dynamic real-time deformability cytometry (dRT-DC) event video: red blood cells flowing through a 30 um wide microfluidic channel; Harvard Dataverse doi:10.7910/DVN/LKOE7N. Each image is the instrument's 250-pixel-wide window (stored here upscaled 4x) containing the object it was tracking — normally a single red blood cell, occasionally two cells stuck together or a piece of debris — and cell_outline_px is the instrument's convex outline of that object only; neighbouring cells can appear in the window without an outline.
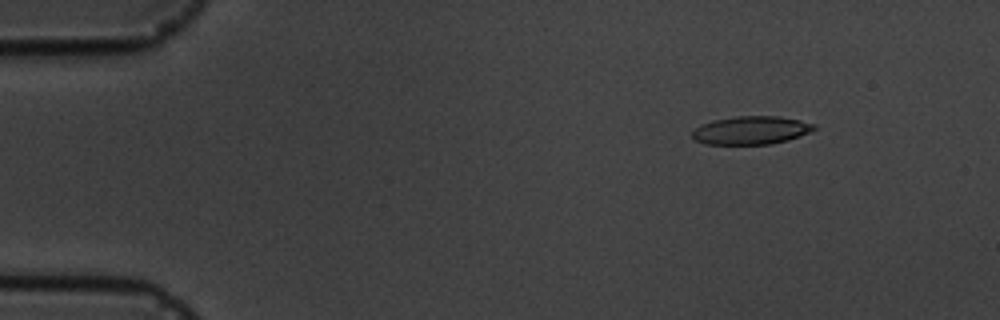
{"species": "common noctule bat (a hibernating species)", "species_latin": "Nyctalus noctula", "temperature_condition": "cold", "stored_images_in_passage": 6, "camera_frame_rate_fps": 3000, "um_per_image_px": 0.085, "animal": {"sex": "male", "body_mass_g": 19.5, "forearm_length_mm": 54.6}, "frame": {"image": 1, "passage_image": 2, "time_ms": 2.0, "image_size_px": [1000, 320], "cell_outline_px": [[816, 128], [812, 132], [788, 140], [772, 144], [704, 144], [696, 140], [692, 136], [692, 132], [700, 124], [712, 120], [736, 116], [780, 116], [800, 120], [816, 124]], "centroid_in_image_um": [63.87, 11.07], "position_along_channel_um": 21.1, "area_um2": 20.23}}
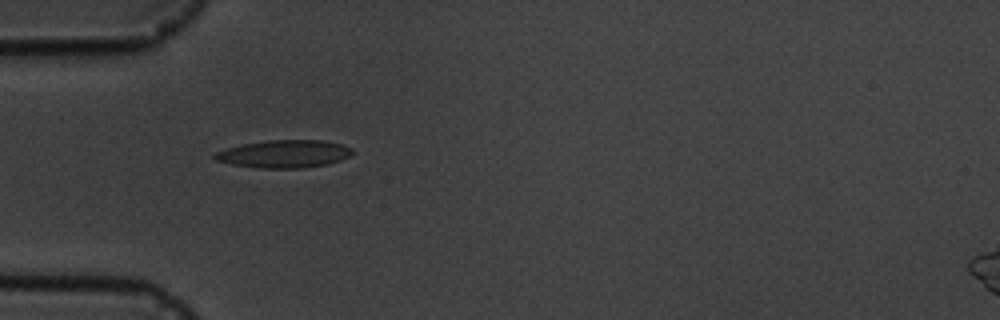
{"frame": {"image": 2, "passage_image": 5, "time_ms": 5.333, "image_size_px": [1000, 320], "cell_outline_px": [[356, 152], [340, 160], [328, 164], [300, 168], [260, 168], [232, 164], [216, 160], [212, 156], [216, 152], [228, 148], [244, 144], [264, 140], [324, 140], [344, 144], [352, 148]], "centroid_in_image_um": [24.21, 13.07], "position_along_channel_um": 60.8, "area_um2": 22.25}}
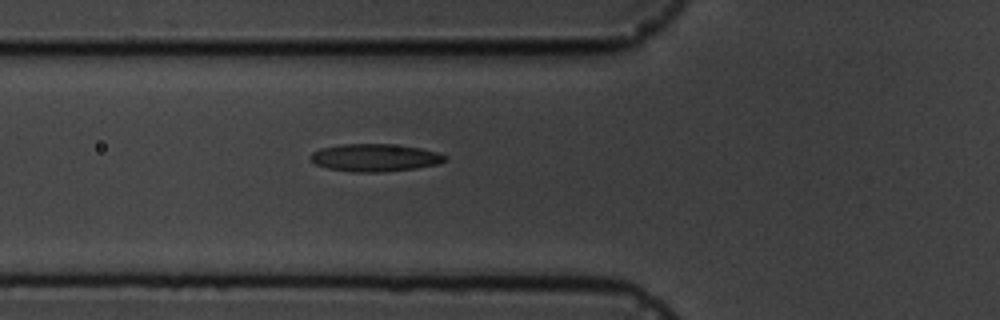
{"frame": {"image": 3, "passage_image": 6, "time_ms": 6.333, "image_size_px": [1000, 320], "cell_outline_px": [[448, 160], [440, 164], [416, 168], [380, 172], [352, 172], [328, 168], [316, 164], [308, 160], [308, 156], [312, 152], [320, 148], [340, 144], [388, 144], [420, 148], [436, 152], [448, 156]], "centroid_in_image_um": [31.85, 13.4], "position_along_channel_um": 94.0, "area_um2": 21.79}}